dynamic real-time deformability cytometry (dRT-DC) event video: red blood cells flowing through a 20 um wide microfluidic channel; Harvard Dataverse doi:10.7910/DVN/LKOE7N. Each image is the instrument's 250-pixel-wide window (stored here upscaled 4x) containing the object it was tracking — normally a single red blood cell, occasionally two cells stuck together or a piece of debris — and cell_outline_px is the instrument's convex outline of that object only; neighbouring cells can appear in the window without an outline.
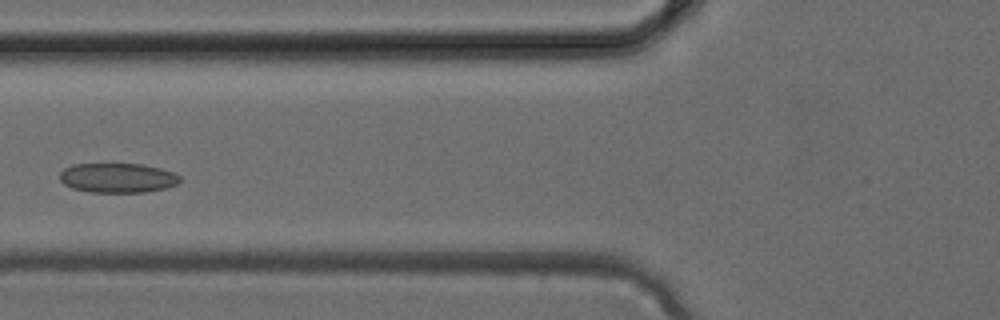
{"species": "common noctule bat (a hibernating species)", "species_latin": "Nyctalus noctula", "temperature_condition": "cold", "stored_images_in_passage": 4, "camera_frame_rate_fps": 3000, "um_per_image_px": 0.085, "animal": {"sex": "female", "body_mass_g": 24.6, "forearm_length_mm": 56.2}, "frame": {"image": 1, "passage_image": 4, "time_ms": 1.0, "image_size_px": [1000, 320], "cell_outline_px": [[180, 180], [176, 184], [164, 188], [144, 192], [88, 192], [72, 188], [64, 184], [60, 180], [60, 172], [64, 168], [72, 164], [144, 164], [160, 168], [172, 172], [180, 176]], "centroid_in_image_um": [9.96, 15.11], "position_along_channel_um": 115.8, "area_um2": 20.69}}